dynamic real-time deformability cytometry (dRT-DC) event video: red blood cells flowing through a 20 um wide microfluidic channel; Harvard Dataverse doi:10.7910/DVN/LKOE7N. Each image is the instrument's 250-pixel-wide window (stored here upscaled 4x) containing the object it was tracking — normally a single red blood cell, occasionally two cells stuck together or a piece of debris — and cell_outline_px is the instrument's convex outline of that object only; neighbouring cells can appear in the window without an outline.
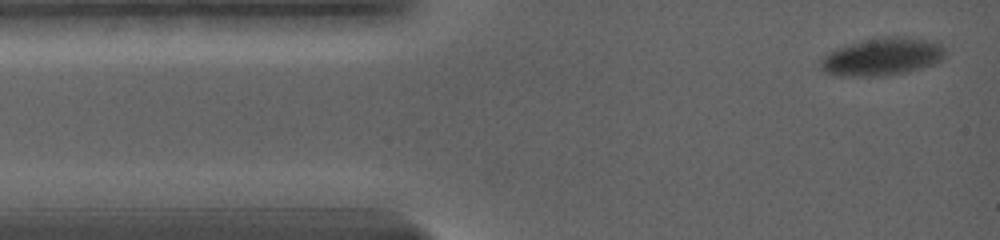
{"species": "common noctule bat (a hibernating species)", "species_latin": "Nyctalus noctula", "temperature_condition": "warm", "stored_images_in_passage": 22, "camera_frame_rate_fps": 5000, "um_per_image_px": 0.085, "animal": {"sex": "female", "body_mass_g": 19.0, "forearm_length_mm": 56.7}, "frame": {"image": 1, "passage_image": 1, "time_ms": 0.0, "image_size_px": [1000, 240], "cell_outline_px": [[948, 52], [944, 60], [936, 64], [888, 76], [832, 76], [824, 72], [820, 68], [820, 56], [836, 48], [864, 40], [888, 36], [904, 36], [924, 40], [940, 44]], "centroid_in_image_um": [74.97, 4.84], "position_along_channel_um": 10.0, "area_um2": 27.74}}
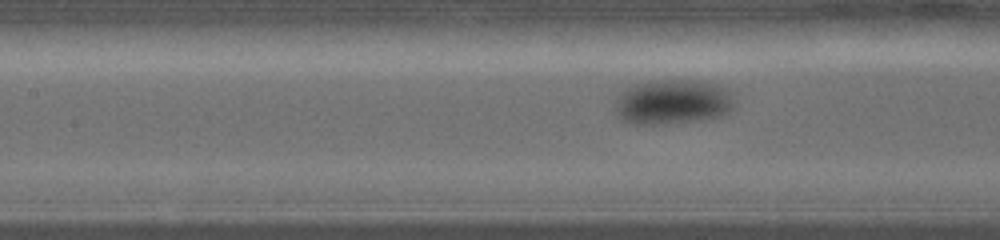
{"frame": {"image": 2, "passage_image": 13, "time_ms": 6.0, "image_size_px": [1000, 240], "cell_outline_px": [[732, 112], [724, 116], [664, 124], [628, 124], [620, 120], [616, 112], [616, 100], [620, 92], [632, 84], [648, 80], [696, 80], [716, 84], [732, 92]], "centroid_in_image_um": [57.15, 8.66], "position_along_channel_um": 150.3, "area_um2": 31.62}}
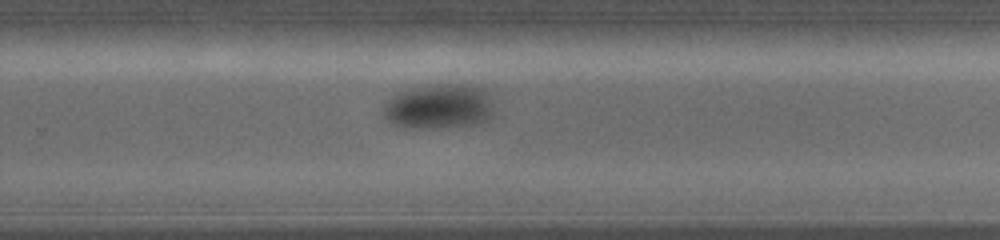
{"frame": {"image": 3, "passage_image": 22, "time_ms": 10.2, "image_size_px": [1000, 240], "cell_outline_px": [[492, 116], [488, 120], [476, 124], [420, 128], [400, 128], [392, 124], [384, 116], [384, 108], [388, 100], [400, 92], [416, 88], [444, 84], [464, 84], [484, 88], [488, 92]], "centroid_in_image_um": [37.31, 9.06], "position_along_channel_um": 292.5, "area_um2": 28.38}}